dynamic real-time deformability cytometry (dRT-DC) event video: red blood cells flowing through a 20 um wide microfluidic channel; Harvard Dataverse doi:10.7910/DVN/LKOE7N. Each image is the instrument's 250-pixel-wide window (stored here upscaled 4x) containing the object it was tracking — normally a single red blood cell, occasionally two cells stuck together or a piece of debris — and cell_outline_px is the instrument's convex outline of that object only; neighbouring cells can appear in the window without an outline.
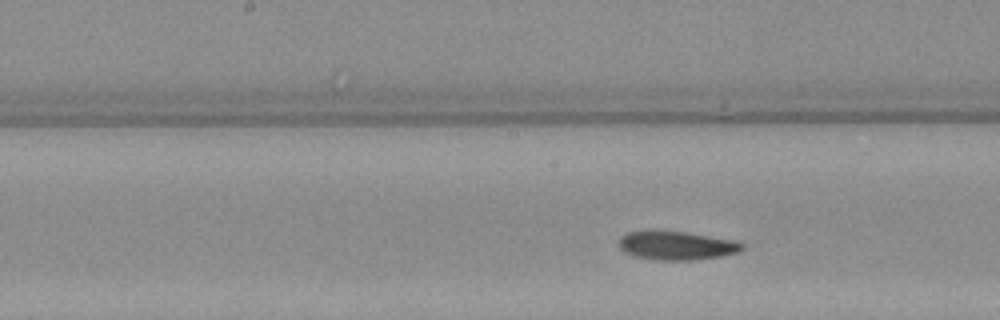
{"species": "Egyptian fruit bat (a non-hibernating species)", "species_latin": "Rousettus aegyptiacus", "temperature_condition": "warm", "stored_images_in_passage": 6, "segment_of_instrument_passage": [2, 2], "camera_frame_rate_fps": 3000, "um_per_image_px": 0.085, "animal": {"sex": "female"}, "frame": {"image": 1, "passage_image": 6, "time_ms": 7.0, "image_size_px": [1000, 320], "cell_outline_px": [[744, 248], [736, 252], [720, 256], [692, 260], [656, 260], [636, 256], [624, 252], [616, 244], [620, 236], [628, 232], [684, 232], [736, 240], [744, 244]], "centroid_in_image_um": [57.49, 20.88], "position_along_channel_um": 190.7, "area_um2": 20.29}}